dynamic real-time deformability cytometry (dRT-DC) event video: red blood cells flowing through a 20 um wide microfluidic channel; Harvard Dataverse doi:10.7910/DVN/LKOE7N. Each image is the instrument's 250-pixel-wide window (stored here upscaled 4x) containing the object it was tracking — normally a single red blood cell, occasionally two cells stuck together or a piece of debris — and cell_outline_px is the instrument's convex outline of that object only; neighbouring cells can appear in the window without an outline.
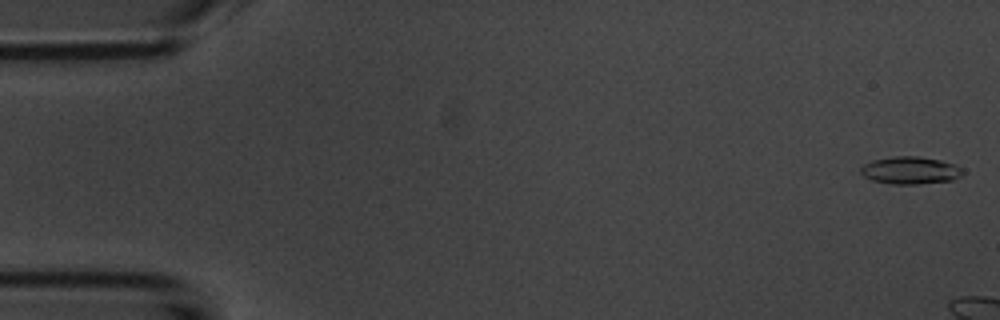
{"species": "common noctule bat (a hibernating species)", "species_latin": "Nyctalus noctula", "temperature_condition": "room temperature", "stored_images_in_passage": 14, "camera_frame_rate_fps": 3000, "um_per_image_px": 0.085, "animal": {"sex": "male", "body_mass_g": 20.1, "forearm_length_mm": 53.5}, "frame": {"image": 1, "passage_image": 1, "time_ms": 0.0, "image_size_px": [1000, 320], "cell_outline_px": [[964, 172], [960, 176], [952, 180], [916, 184], [892, 184], [872, 180], [864, 176], [860, 172], [860, 168], [864, 164], [872, 160], [892, 156], [920, 156], [940, 160], [956, 164], [964, 168]], "centroid_in_image_um": [77.39, 14.47], "position_along_channel_um": 7.6, "area_um2": 16.47}}